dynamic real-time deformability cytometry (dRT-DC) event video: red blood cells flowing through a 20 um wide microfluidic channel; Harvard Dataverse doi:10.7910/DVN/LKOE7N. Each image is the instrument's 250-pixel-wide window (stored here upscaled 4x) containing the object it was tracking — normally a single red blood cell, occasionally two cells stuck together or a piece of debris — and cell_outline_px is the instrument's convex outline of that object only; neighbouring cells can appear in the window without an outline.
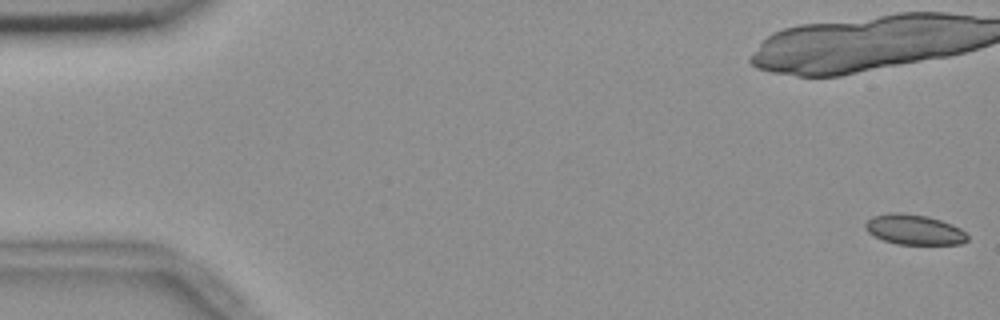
{"species": "common noctule bat (a hibernating species)", "species_latin": "Nyctalus noctula", "temperature_condition": "room temperature", "stored_images_in_passage": 20, "camera_frame_rate_fps": 3000, "um_per_image_px": 0.085, "animal": {"sex": "female", "body_mass_g": 18.4}, "frame": {"image": 1, "passage_image": 1, "time_ms": 0.0, "image_size_px": [1000, 320], "cell_outline_px": [[968, 240], [960, 244], [896, 244], [884, 240], [868, 232], [864, 228], [864, 224], [872, 216], [896, 212], [900, 212], [928, 216], [952, 224], [960, 228], [968, 236]], "centroid_in_image_um": [77.7, 19.51], "position_along_channel_um": 7.3, "area_um2": 17.86}}